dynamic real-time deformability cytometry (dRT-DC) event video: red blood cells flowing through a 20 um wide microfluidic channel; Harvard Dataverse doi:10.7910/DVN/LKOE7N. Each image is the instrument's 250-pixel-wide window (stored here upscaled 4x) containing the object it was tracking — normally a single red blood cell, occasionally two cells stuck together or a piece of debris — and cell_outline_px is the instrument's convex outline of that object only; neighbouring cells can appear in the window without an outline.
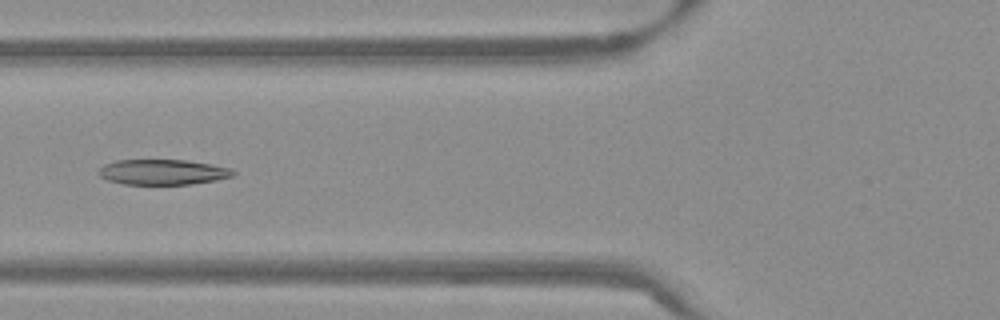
{"species": "Egyptian fruit bat (a non-hibernating species)", "species_latin": "Rousettus aegyptiacus", "temperature_condition": "warm", "stored_images_in_passage": 54, "segment_of_instrument_passage": [1, 2], "camera_frame_rate_fps": 3000, "um_per_image_px": 0.085, "frame": {"image": 1, "passage_image": 21, "time_ms": 6.667, "image_size_px": [1000, 320], "cell_outline_px": [[236, 172], [232, 176], [216, 180], [192, 184], [124, 184], [108, 180], [100, 176], [96, 172], [104, 164], [116, 160], [188, 160], [212, 164], [232, 168]], "centroid_in_image_um": [13.84, 14.62], "position_along_channel_um": 112.0, "area_um2": 19.94}}
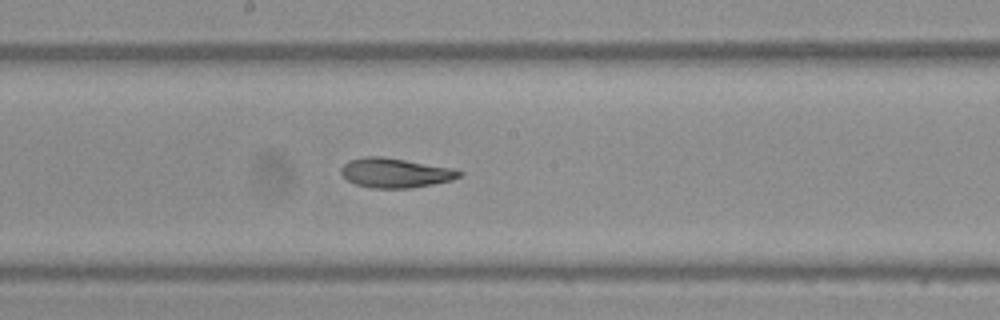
{"frame": {"image": 2, "passage_image": 29, "time_ms": 9.333, "image_size_px": [1000, 320], "cell_outline_px": [[464, 172], [460, 176], [452, 180], [432, 184], [408, 188], [372, 188], [356, 184], [348, 180], [340, 172], [340, 168], [348, 160], [364, 156], [380, 156], [452, 168]], "centroid_in_image_um": [33.57, 14.69], "position_along_channel_um": 214.6, "area_um2": 20.17}}
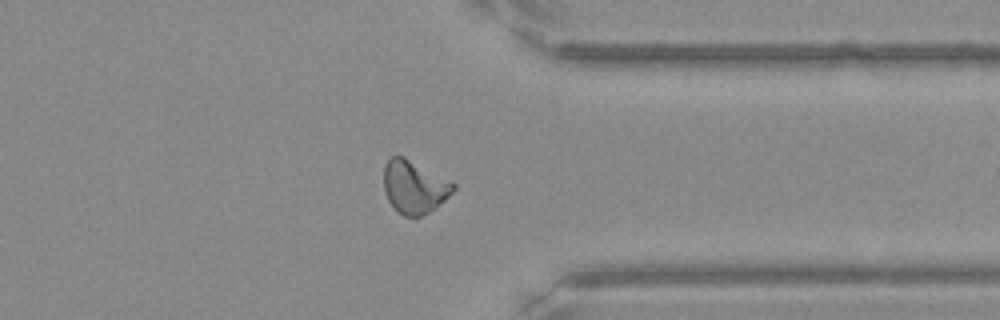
{"frame": {"image": 3, "passage_image": 42, "time_ms": 13.667, "image_size_px": [1000, 320], "cell_outline_px": [[456, 188], [444, 200], [428, 212], [420, 216], [404, 216], [396, 212], [388, 200], [384, 192], [384, 164], [392, 156], [404, 156], [456, 184]], "centroid_in_image_um": [35.18, 15.89], "position_along_channel_um": 376.2, "area_um2": 21.27}}